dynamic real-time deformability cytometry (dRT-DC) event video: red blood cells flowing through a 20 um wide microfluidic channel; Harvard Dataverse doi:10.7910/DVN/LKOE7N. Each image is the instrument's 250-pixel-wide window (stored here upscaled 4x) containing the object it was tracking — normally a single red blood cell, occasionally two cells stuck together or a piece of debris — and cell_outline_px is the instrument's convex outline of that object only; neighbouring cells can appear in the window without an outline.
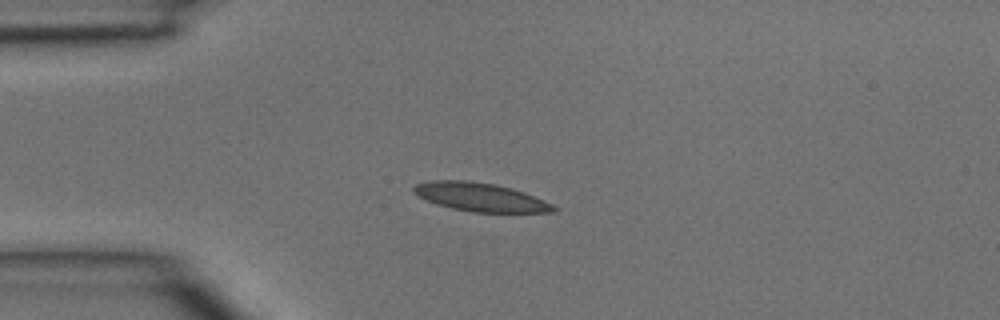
{"species": "common noctule bat (a hibernating species)", "species_latin": "Nyctalus noctula", "temperature_condition": "room temperature", "stored_images_in_passage": 31, "camera_frame_rate_fps": 3000, "um_per_image_px": 0.085, "animal": {"sex": "male", "body_mass_g": 15.6}, "frame": {"image": 1, "passage_image": 1, "time_ms": 0.0, "image_size_px": [1000, 320], "cell_outline_px": [[560, 208], [556, 212], [472, 212], [452, 208], [436, 204], [412, 192], [412, 188], [416, 184], [428, 180], [468, 180], [496, 184], [512, 188], [524, 192], [552, 204]], "centroid_in_image_um": [40.84, 16.74], "position_along_channel_um": 44.2, "area_um2": 23.29}}
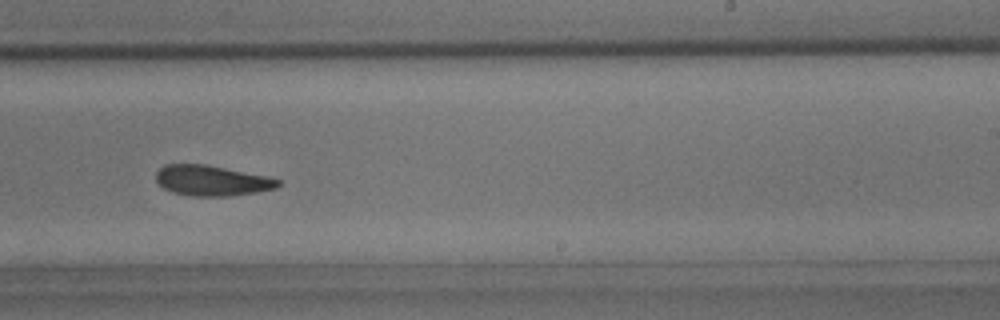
{"frame": {"image": 2, "passage_image": 16, "time_ms": 5.0, "image_size_px": [1000, 320], "cell_outline_px": [[280, 184], [276, 188], [256, 192], [232, 196], [192, 196], [172, 192], [164, 188], [156, 180], [156, 172], [164, 164], [204, 164], [264, 176], [280, 180]], "centroid_in_image_um": [17.96, 15.36], "position_along_channel_um": 271.0, "area_um2": 21.39}}
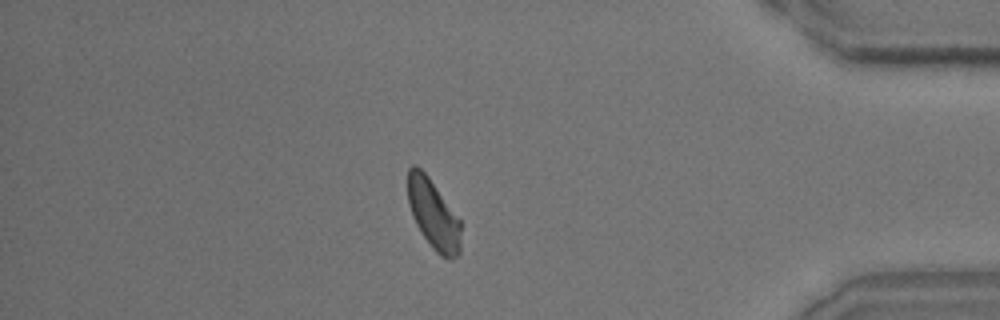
{"frame": {"image": 3, "passage_image": 26, "time_ms": 8.333, "image_size_px": [1000, 320], "cell_outline_px": [[460, 252], [452, 260], [448, 260], [440, 256], [432, 248], [420, 232], [416, 224], [408, 204], [408, 168], [412, 164], [416, 164], [428, 176], [460, 220]], "centroid_in_image_um": [36.82, 18.24], "position_along_channel_um": 398.4, "area_um2": 21.5}}